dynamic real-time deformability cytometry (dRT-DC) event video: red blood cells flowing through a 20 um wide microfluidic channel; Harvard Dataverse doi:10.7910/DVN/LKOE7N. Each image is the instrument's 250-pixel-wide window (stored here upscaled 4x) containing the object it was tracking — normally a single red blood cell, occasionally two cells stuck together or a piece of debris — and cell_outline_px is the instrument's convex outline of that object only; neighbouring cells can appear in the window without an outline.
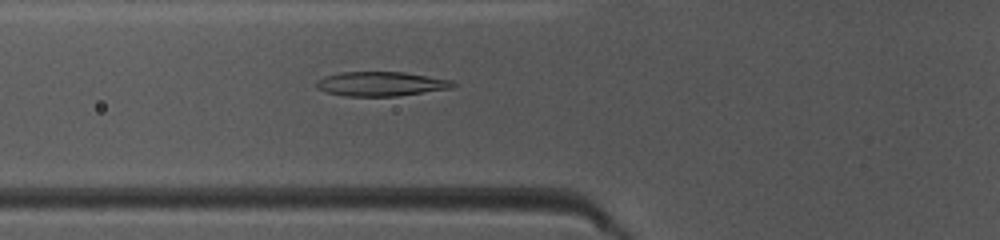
{"species": "common noctule bat (a hibernating species)", "species_latin": "Nyctalus noctula", "temperature_condition": "warm", "stored_images_in_passage": 43, "camera_frame_rate_fps": 3000, "um_per_image_px": 0.085, "animal": {"sex": "female", "body_mass_g": 10.0, "forearm_length_mm": 53.1}, "frame": {"image": 1, "passage_image": 12, "time_ms": 3.667, "image_size_px": [1000, 240], "cell_outline_px": [[456, 84], [452, 88], [396, 96], [344, 96], [328, 92], [316, 88], [316, 80], [324, 76], [340, 72], [404, 72], [452, 80]], "centroid_in_image_um": [32.36, 7.12], "position_along_channel_um": 93.4, "area_um2": 19.36}}
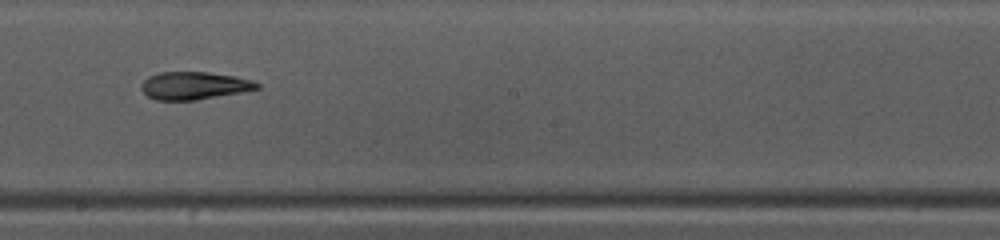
{"frame": {"image": 2, "passage_image": 22, "time_ms": 7.0, "image_size_px": [1000, 240], "cell_outline_px": [[260, 88], [240, 92], [196, 100], [156, 100], [148, 96], [140, 88], [140, 84], [148, 76], [160, 72], [208, 72], [236, 76], [252, 80], [260, 84]], "centroid_in_image_um": [16.48, 7.27], "position_along_channel_um": 231.7, "area_um2": 18.67}}
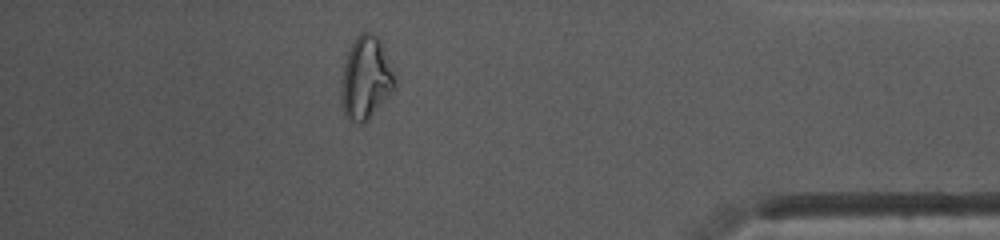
{"frame": {"image": 3, "passage_image": 37, "time_ms": 12.0, "image_size_px": [1000, 240], "cell_outline_px": [[396, 88], [368, 120], [360, 124], [344, 116], [340, 100], [340, 92], [344, 64], [348, 52], [356, 36], [360, 32], [372, 32], [380, 40], [396, 80]], "centroid_in_image_um": [31.08, 6.66], "position_along_channel_um": 404.1, "area_um2": 25.84}, "authors_computed_cell_mechanics": {"area_um2": 20.1144, "velocity_mm_per_s": 4.1209, "shape_relaxation_time_tau1_ms": null, "shape_relaxation_time_tau2_ms": 5.0993, "deformation_change_tau1": null, "deformation_change_tau2": 0.1386}}